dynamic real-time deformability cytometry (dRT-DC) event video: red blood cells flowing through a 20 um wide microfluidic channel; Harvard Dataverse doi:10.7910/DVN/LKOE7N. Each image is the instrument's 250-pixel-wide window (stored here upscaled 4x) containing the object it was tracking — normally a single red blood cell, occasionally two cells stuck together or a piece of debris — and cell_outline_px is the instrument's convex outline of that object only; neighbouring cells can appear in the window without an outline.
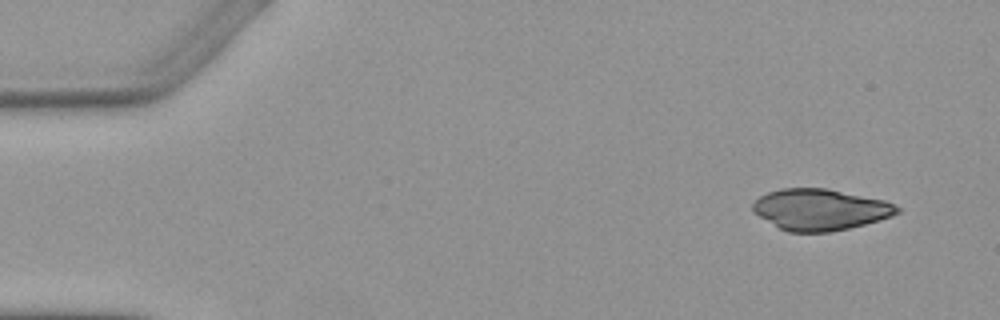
{"species": "Egyptian fruit bat (a non-hibernating species)", "species_latin": "Rousettus aegyptiacus", "temperature_condition": "warm", "stored_images_in_passage": 5, "segment_of_instrument_passage": [1, 2], "camera_frame_rate_fps": 3000, "um_per_image_px": 0.085, "animal": {"sex": "female"}, "frame": {"image": 1, "passage_image": 1, "time_ms": 0.0, "image_size_px": [1000, 320], "cell_outline_px": [[900, 212], [892, 216], [880, 220], [848, 228], [828, 232], [788, 232], [780, 228], [760, 216], [752, 208], [752, 204], [760, 196], [768, 192], [780, 188], [828, 188], [884, 200], [900, 208]], "centroid_in_image_um": [69.73, 17.8], "position_along_channel_um": 15.3, "area_um2": 34.45}}